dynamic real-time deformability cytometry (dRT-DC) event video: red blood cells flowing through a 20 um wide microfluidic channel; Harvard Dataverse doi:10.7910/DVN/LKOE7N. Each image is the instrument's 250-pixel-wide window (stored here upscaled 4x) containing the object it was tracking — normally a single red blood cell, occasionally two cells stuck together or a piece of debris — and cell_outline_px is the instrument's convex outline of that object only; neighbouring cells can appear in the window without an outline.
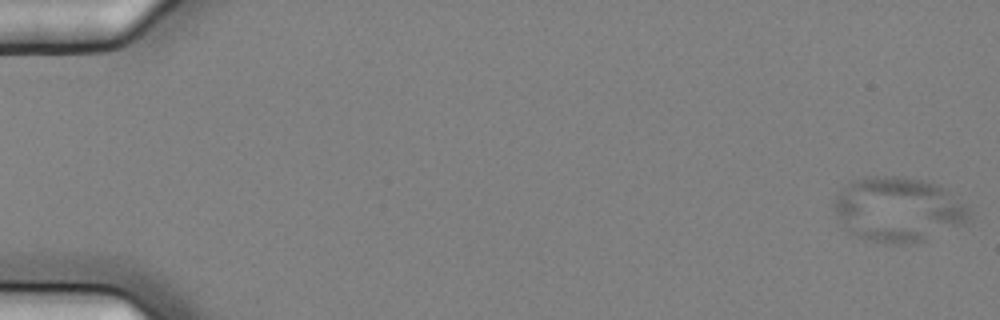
{"species": "common noctule bat (a hibernating species)", "species_latin": "Nyctalus noctula", "temperature_condition": "cold", "stored_images_in_passage": 8, "camera_frame_rate_fps": 3000, "um_per_image_px": 0.085, "animal": {"sex": "female", "body_mass_g": 25.1}, "frame": {"image": 1, "passage_image": 2, "time_ms": 0.333, "image_size_px": [1000, 320], "cell_outline_px": [[972, 216], [964, 224], [924, 240], [900, 244], [872, 240], [856, 236], [844, 228], [836, 216], [832, 204], [836, 196], [848, 180], [864, 176], [904, 176], [924, 180], [940, 184], [968, 204]], "centroid_in_image_um": [76.36, 17.75], "position_along_channel_um": 8.6, "area_um2": 51.62}}
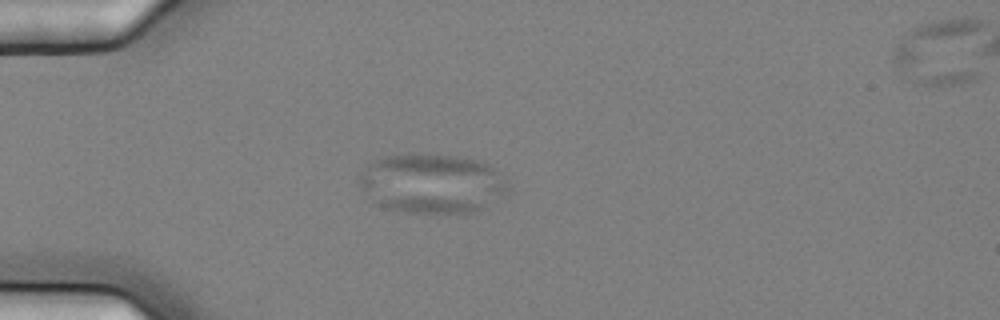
{"frame": {"image": 2, "passage_image": 6, "time_ms": 1.667, "image_size_px": [1000, 320], "cell_outline_px": [[512, 192], [472, 212], [436, 216], [408, 212], [384, 208], [376, 204], [360, 188], [360, 176], [368, 164], [372, 160], [384, 156], [408, 152], [420, 152], [460, 156], [476, 160], [488, 164], [496, 168]], "centroid_in_image_um": [36.72, 15.6], "position_along_channel_um": 48.3, "area_um2": 53.0}}